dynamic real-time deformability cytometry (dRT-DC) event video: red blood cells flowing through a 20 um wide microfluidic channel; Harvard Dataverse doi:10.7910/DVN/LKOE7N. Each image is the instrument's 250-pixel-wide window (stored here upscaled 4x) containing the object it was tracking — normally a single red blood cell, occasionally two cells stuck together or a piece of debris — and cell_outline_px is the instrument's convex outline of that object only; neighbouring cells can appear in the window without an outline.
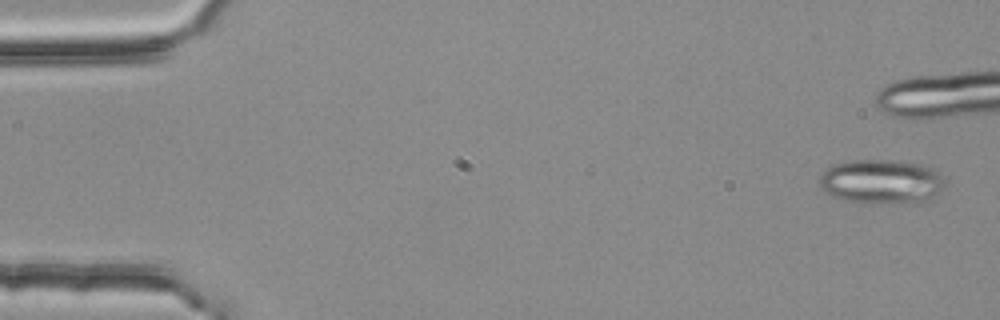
{"species": "common noctule bat (a hibernating species)", "species_latin": "Nyctalus noctula", "temperature_condition": "room temperature", "stored_images_in_passage": 5, "camera_frame_rate_fps": 3000, "um_per_image_px": 0.085, "animal": {"sex": "female", "body_mass_g": 25.1}, "frame": {"image": 1, "passage_image": 1, "time_ms": 0.0, "image_size_px": [1000, 320], "cell_outline_px": [[944, 184], [936, 196], [920, 204], [908, 204], [840, 200], [824, 192], [820, 188], [820, 172], [832, 164], [852, 160], [900, 160], [920, 164], [932, 168], [940, 176]], "centroid_in_image_um": [74.89, 15.44], "position_along_channel_um": 10.1, "area_um2": 32.77}}